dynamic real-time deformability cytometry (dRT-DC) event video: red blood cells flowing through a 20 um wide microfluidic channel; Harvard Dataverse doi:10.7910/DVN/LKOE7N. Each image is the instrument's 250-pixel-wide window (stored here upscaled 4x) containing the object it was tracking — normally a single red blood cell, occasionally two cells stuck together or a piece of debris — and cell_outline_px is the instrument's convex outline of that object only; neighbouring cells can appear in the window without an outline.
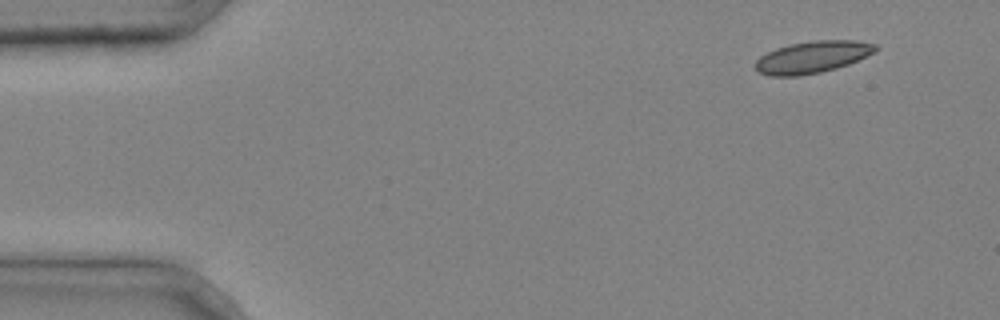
{"species": "common noctule bat (a hibernating species)", "species_latin": "Nyctalus noctula", "temperature_condition": "cold", "stored_images_in_passage": 3, "segment_of_instrument_passage": [2, 2], "camera_frame_rate_fps": 3000, "um_per_image_px": 0.085, "animal": {"sex": "male", "body_mass_g": 20.4}, "frame": {"image": 1, "passage_image": 3, "time_ms": 0.667, "image_size_px": [1000, 320], "cell_outline_px": [[876, 48], [872, 52], [848, 64], [836, 68], [820, 72], [800, 76], [768, 76], [760, 72], [756, 68], [756, 60], [760, 56], [776, 48], [792, 44], [812, 40], [856, 40], [876, 44]], "centroid_in_image_um": [69.01, 4.85], "position_along_channel_um": 16.0, "area_um2": 22.02}}